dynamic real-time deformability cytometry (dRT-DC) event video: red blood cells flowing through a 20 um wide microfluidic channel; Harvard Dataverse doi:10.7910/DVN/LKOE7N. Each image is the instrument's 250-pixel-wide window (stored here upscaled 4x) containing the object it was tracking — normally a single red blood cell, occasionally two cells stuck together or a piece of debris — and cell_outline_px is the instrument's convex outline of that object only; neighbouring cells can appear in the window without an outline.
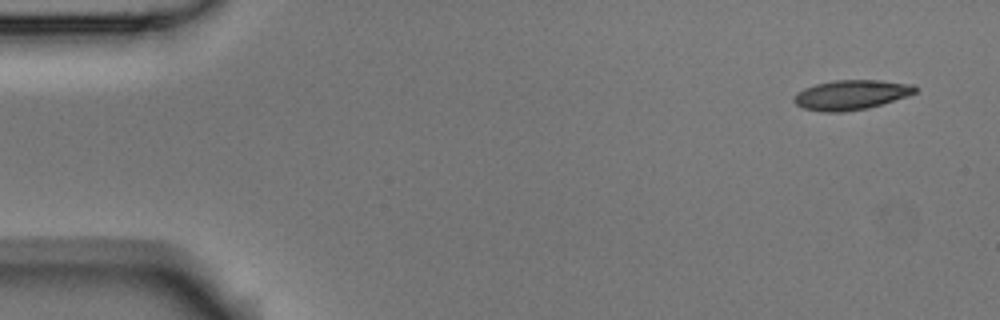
{"species": "Egyptian fruit bat (a non-hibernating species)", "species_latin": "Rousettus aegyptiacus", "temperature_condition": "room temperature", "stored_images_in_passage": 5, "camera_frame_rate_fps": 3000, "um_per_image_px": 0.085, "animal": {"sex": "male"}, "frame": {"image": 1, "passage_image": 1, "time_ms": 0.0, "image_size_px": [1000, 320], "cell_outline_px": [[916, 92], [908, 96], [868, 108], [844, 112], [820, 112], [804, 108], [796, 104], [792, 100], [792, 96], [796, 92], [804, 88], [816, 84], [836, 80], [880, 80], [912, 84], [916, 88]], "centroid_in_image_um": [72.31, 8.07], "position_along_channel_um": 12.7, "area_um2": 21.1}}
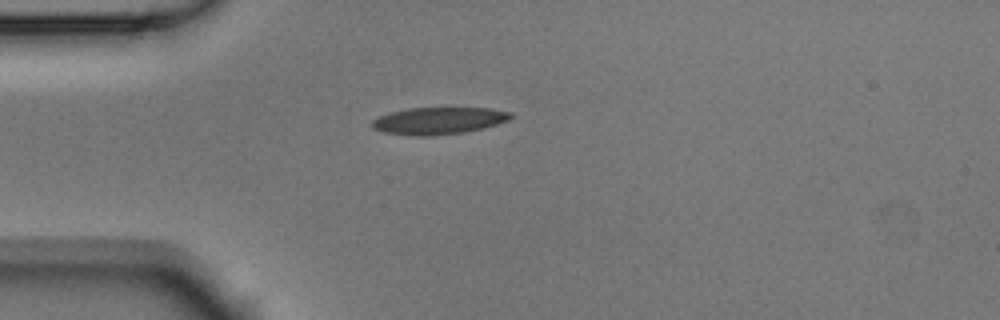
{"frame": {"image": 2, "passage_image": 4, "time_ms": 1.0, "image_size_px": [1000, 320], "cell_outline_px": [[512, 116], [508, 120], [496, 124], [464, 132], [428, 136], [416, 136], [384, 132], [372, 128], [372, 120], [380, 116], [392, 112], [408, 108], [492, 108], [512, 112]], "centroid_in_image_um": [37.28, 10.25], "position_along_channel_um": 47.7, "area_um2": 21.62}}